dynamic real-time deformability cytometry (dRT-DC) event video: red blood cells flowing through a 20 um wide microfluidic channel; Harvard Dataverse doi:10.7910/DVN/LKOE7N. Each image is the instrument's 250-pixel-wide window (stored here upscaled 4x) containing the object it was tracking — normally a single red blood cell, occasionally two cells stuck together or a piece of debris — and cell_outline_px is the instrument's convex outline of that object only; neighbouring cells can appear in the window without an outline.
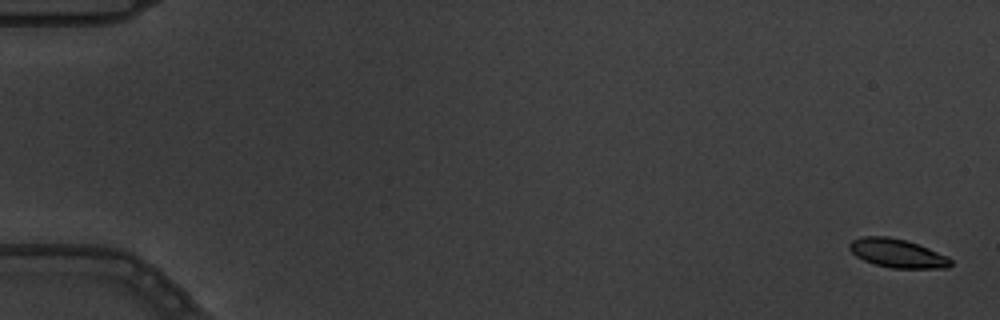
{"species": "common noctule bat (a hibernating species)", "species_latin": "Nyctalus noctula", "temperature_condition": "warm", "stored_images_in_passage": 6, "camera_frame_rate_fps": 3000, "um_per_image_px": 0.085, "animal": {"sex": "male", "body_mass_g": 19.5, "forearm_length_mm": 54.6}, "frame": {"image": 1, "passage_image": 1, "time_ms": 0.0, "image_size_px": [1000, 320], "cell_outline_px": [[952, 264], [948, 268], [892, 268], [876, 264], [864, 260], [856, 256], [848, 248], [848, 244], [852, 240], [864, 236], [888, 236], [904, 240], [928, 248], [948, 256], [952, 260]], "centroid_in_image_um": [76.27, 21.53], "position_along_channel_um": 8.7, "area_um2": 16.82}}
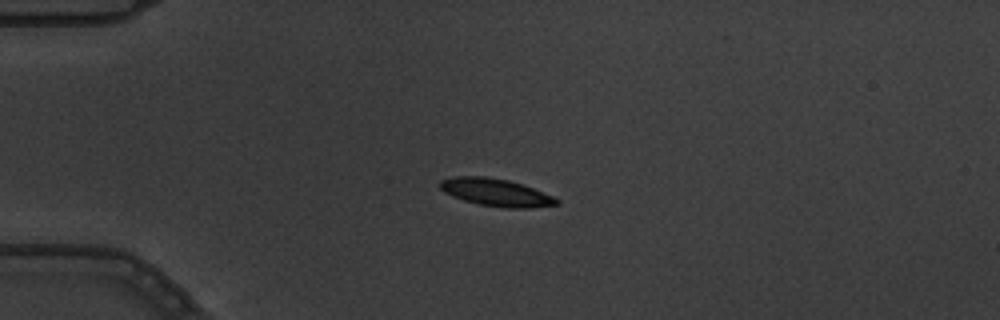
{"frame": {"image": 2, "passage_image": 5, "time_ms": 1.333, "image_size_px": [1000, 320], "cell_outline_px": [[560, 204], [528, 208], [504, 208], [480, 204], [464, 200], [452, 196], [444, 192], [440, 188], [440, 180], [452, 176], [488, 176], [508, 180], [532, 188], [552, 196], [560, 200]], "centroid_in_image_um": [42.13, 16.35], "position_along_channel_um": 42.9, "area_um2": 18.61}}